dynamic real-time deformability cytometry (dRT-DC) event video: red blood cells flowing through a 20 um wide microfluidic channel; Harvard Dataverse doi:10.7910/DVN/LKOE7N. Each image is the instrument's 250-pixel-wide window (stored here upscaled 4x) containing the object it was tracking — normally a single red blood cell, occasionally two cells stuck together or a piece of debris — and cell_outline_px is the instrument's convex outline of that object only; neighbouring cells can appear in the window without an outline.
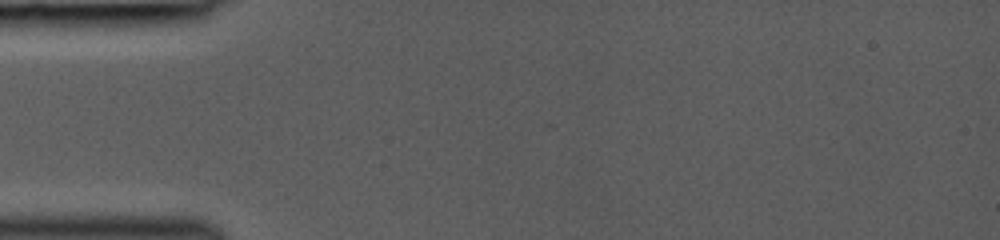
{"species": "common noctule bat (a hibernating species)", "species_latin": "Nyctalus noctula", "temperature_condition": "room temperature", "stored_images_in_passage": 1, "camera_frame_rate_fps": 3000, "um_per_image_px": 0.085, "animal": {"sex": "female", "body_mass_g": 19.0, "forearm_length_mm": 53.3}, "frame": {"image": 1, "passage_image": 1, "time_ms": 0.0, "image_size_px": [1000, 240], "cell_outline_px": [[112, 148], [104, 152], [76, 164], [60, 160], [56, 144], [56, 124], [76, 124], [104, 136]], "centroid_in_image_um": [6.71, 12.18], "position_along_channel_um": 78.3, "area_um2": 11.33}}